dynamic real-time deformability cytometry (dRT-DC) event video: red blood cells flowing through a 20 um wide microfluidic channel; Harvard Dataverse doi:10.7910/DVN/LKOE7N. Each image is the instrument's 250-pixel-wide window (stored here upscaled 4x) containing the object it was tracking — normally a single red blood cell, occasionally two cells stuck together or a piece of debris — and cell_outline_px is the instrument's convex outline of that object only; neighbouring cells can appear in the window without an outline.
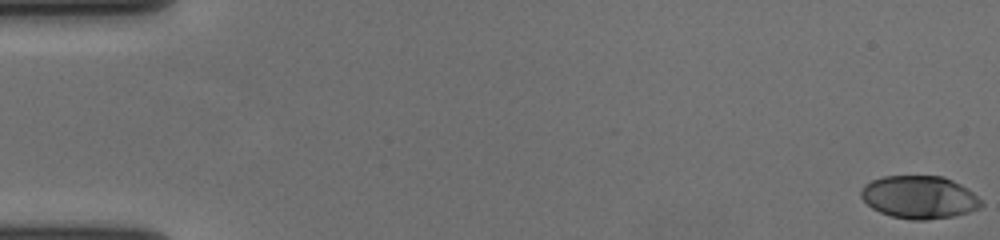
{"species": "human", "species_latin": "Homo sapiens", "temperature_condition": "cold", "stored_images_in_passage": 58, "camera_frame_rate_fps": 3000, "um_per_image_px": 0.085, "donor": {"sex": "female"}, "frame": {"image": 1, "passage_image": 1, "time_ms": 0.0, "image_size_px": [1000, 240], "cell_outline_px": [[984, 204], [980, 208], [968, 212], [952, 216], [924, 220], [912, 220], [892, 216], [880, 212], [872, 208], [860, 196], [860, 192], [864, 184], [872, 180], [884, 176], [944, 176], [968, 188]], "centroid_in_image_um": [78.13, 16.75], "position_along_channel_um": 6.9, "area_um2": 29.88}}
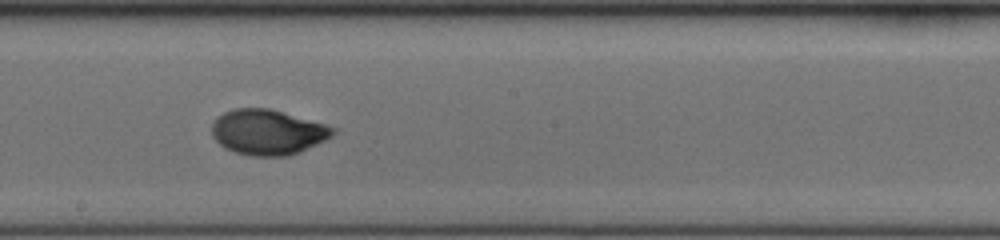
{"frame": {"image": 2, "passage_image": 33, "time_ms": 10.667, "image_size_px": [1000, 240], "cell_outline_px": [[336, 132], [332, 136], [300, 152], [288, 156], [252, 156], [232, 152], [224, 148], [212, 136], [212, 120], [216, 116], [232, 108], [268, 108], [324, 124], [336, 128]], "centroid_in_image_um": [22.7, 11.23], "position_along_channel_um": 225.5, "area_um2": 32.02}}
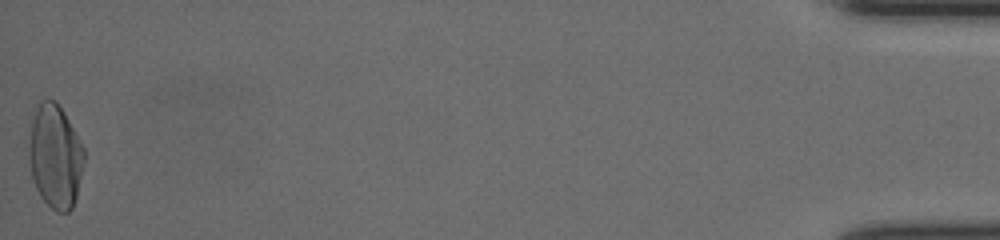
{"frame": {"image": 3, "passage_image": 58, "time_ms": 19.0, "image_size_px": [1000, 240], "cell_outline_px": [[84, 160], [76, 196], [72, 208], [68, 212], [56, 212], [40, 196], [32, 180], [28, 160], [28, 148], [32, 120], [36, 104], [40, 100], [48, 96], [56, 100], [64, 112], [84, 148]], "centroid_in_image_um": [4.66, 13.24], "position_along_channel_um": 430.5, "area_um2": 33.64}, "authors_computed_cell_mechanics": {"area_um2": 30.7785, "velocity_mm_per_s": 3.6416, "shape_relaxation_time_tau1_ms": 4.1104, "shape_relaxation_time_tau2_ms": null, "deformation_change_tau1": 0.2139, "deformation_change_tau2": null}}